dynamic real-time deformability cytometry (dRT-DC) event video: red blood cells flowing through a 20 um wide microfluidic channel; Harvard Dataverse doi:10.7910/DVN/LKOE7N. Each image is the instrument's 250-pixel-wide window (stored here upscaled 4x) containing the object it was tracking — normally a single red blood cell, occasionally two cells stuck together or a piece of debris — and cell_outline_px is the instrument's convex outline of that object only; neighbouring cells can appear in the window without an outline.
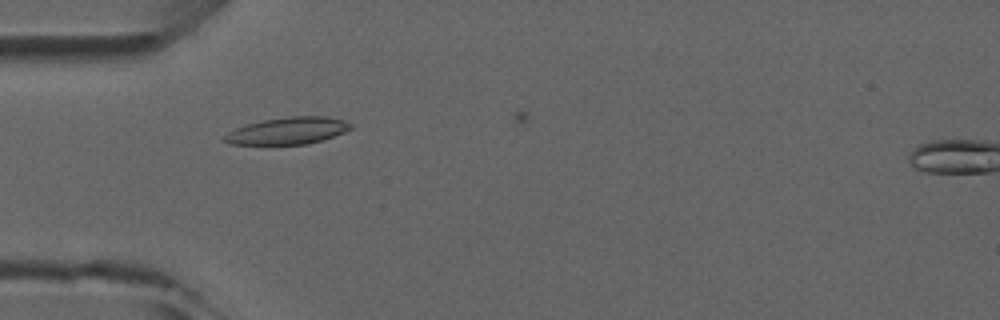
{"species": "common noctule bat (a hibernating species)", "species_latin": "Nyctalus noctula", "temperature_condition": "room temperature", "stored_images_in_passage": 3, "camera_frame_rate_fps": 3000, "um_per_image_px": 0.085, "animal": {"sex": "male", "forearm_length_mm": 52.5}, "frame": {"image": 1, "passage_image": 3, "time_ms": 2.333, "image_size_px": [1000, 320], "cell_outline_px": [[352, 128], [344, 132], [324, 140], [308, 144], [232, 144], [224, 140], [224, 136], [228, 132], [236, 128], [248, 124], [264, 120], [292, 116], [328, 116], [344, 120], [352, 124]], "centroid_in_image_um": [24.52, 11.11], "position_along_channel_um": 60.5, "area_um2": 19.71}}